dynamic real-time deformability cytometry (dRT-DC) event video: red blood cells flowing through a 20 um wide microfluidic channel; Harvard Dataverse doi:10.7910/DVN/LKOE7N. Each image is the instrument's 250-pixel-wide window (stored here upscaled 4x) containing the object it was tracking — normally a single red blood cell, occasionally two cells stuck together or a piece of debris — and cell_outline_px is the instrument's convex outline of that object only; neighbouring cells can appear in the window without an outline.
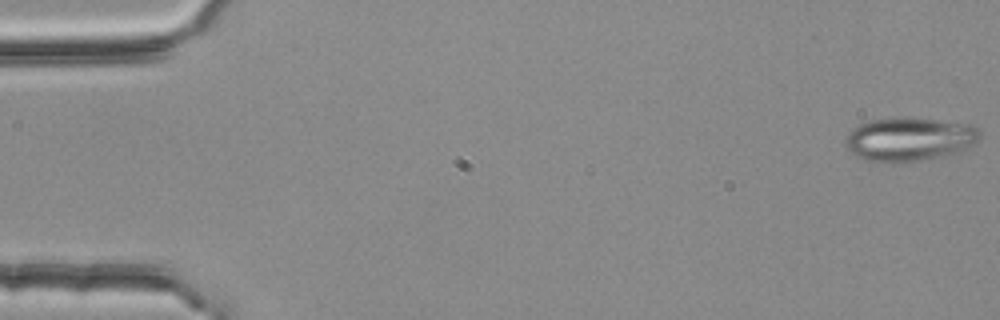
{"species": "common noctule bat (a hibernating species)", "species_latin": "Nyctalus noctula", "temperature_condition": "room temperature", "stored_images_in_passage": 54, "camera_frame_rate_fps": 3000, "um_per_image_px": 0.085, "animal": {"sex": "female", "body_mass_g": 25.1}, "frame": {"image": 1, "passage_image": 1, "time_ms": 0.0, "image_size_px": [1000, 320], "cell_outline_px": [[980, 140], [976, 144], [952, 152], [916, 160], [896, 164], [892, 164], [864, 160], [856, 156], [844, 144], [844, 140], [848, 132], [860, 124], [872, 120], [896, 116], [908, 116], [976, 124], [980, 128]], "centroid_in_image_um": [77.29, 11.79], "position_along_channel_um": 7.7, "area_um2": 34.68}}
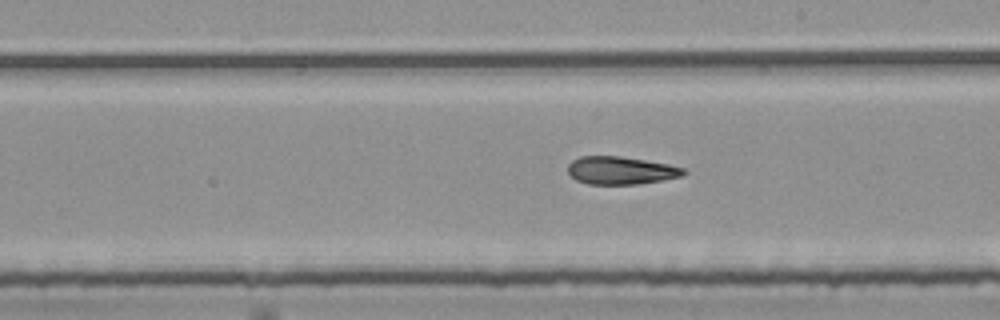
{"frame": {"image": 2, "passage_image": 31, "time_ms": 10.0, "image_size_px": [1000, 320], "cell_outline_px": [[688, 172], [680, 176], [664, 180], [636, 184], [588, 184], [576, 180], [568, 172], [568, 164], [572, 160], [580, 156], [620, 156], [668, 164], [684, 168]], "centroid_in_image_um": [52.76, 14.48], "position_along_channel_um": 236.2, "area_um2": 18.73}}
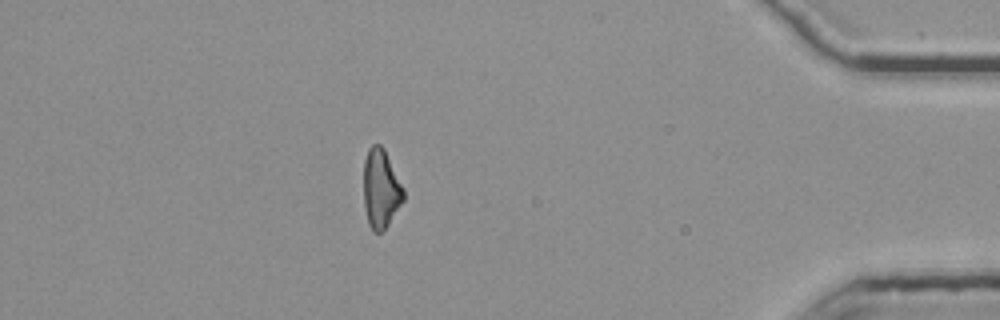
{"frame": {"image": 3, "passage_image": 48, "time_ms": 15.667, "image_size_px": [1000, 320], "cell_outline_px": [[404, 200], [388, 224], [380, 232], [372, 232], [368, 224], [364, 208], [364, 160], [368, 148], [372, 144], [380, 144], [384, 148], [404, 188]], "centroid_in_image_um": [32.37, 16.03], "position_along_channel_um": 402.8, "area_um2": 18.44}}